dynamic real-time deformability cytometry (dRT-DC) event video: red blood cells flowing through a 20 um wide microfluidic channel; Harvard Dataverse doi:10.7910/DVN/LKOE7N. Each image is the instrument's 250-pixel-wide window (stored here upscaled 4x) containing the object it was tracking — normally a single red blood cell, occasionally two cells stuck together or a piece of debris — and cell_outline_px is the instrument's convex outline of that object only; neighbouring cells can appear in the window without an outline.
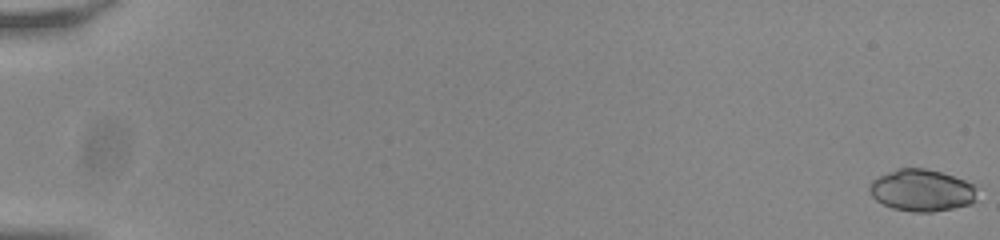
{"species": "common noctule bat (a hibernating species)", "species_latin": "Nyctalus noctula", "temperature_condition": "room temperature", "stored_images_in_passage": 56, "camera_frame_rate_fps": 3000, "um_per_image_px": 0.085, "animal": {"sex": "male", "body_mass_g": 20.0, "forearm_length_mm": 53.3}, "frame": {"image": 1, "passage_image": 1, "time_ms": 0.0, "image_size_px": [1000, 240], "cell_outline_px": [[980, 184], [976, 200], [972, 204], [932, 212], [912, 212], [892, 208], [876, 200], [872, 196], [868, 188], [868, 184], [872, 180], [896, 168], [924, 168], [940, 172]], "centroid_in_image_um": [78.42, 16.17], "position_along_channel_um": 6.6, "area_um2": 26.82}}
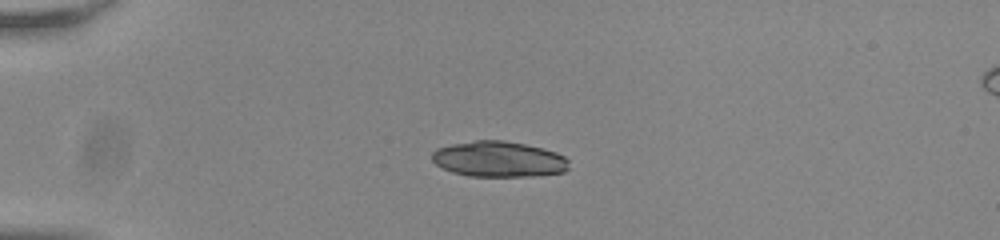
{"frame": {"image": 2, "passage_image": 16, "time_ms": 5.0, "image_size_px": [1000, 240], "cell_outline_px": [[568, 168], [564, 172], [536, 176], [468, 176], [452, 172], [436, 164], [432, 160], [432, 152], [436, 148], [452, 144], [476, 140], [504, 140], [544, 148], [556, 152], [564, 156], [568, 160]], "centroid_in_image_um": [42.4, 13.53], "position_along_channel_um": 42.6, "area_um2": 28.55}}